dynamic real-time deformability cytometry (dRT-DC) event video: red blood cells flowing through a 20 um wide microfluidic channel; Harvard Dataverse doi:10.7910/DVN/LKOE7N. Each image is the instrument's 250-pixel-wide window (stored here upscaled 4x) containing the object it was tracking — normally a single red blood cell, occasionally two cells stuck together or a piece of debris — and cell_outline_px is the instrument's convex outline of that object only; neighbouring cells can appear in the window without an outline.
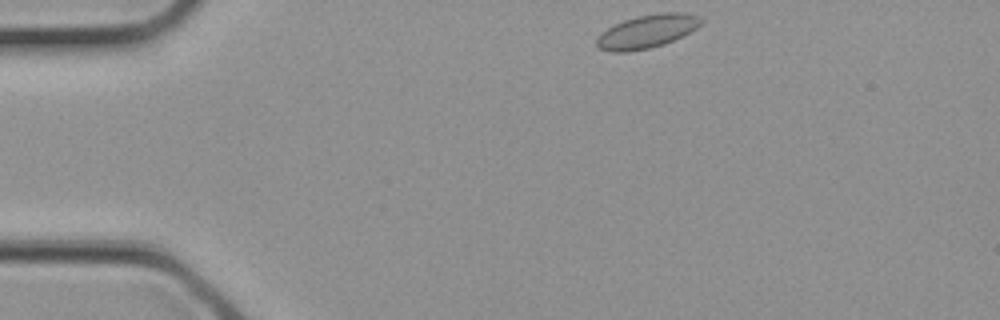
{"species": "common noctule bat (a hibernating species)", "species_latin": "Nyctalus noctula", "temperature_condition": "cold", "stored_images_in_passage": 2, "camera_frame_rate_fps": 3000, "um_per_image_px": 0.085, "animal": {"sex": "female", "body_mass_g": 21.9}, "frame": {"image": 1, "passage_image": 1, "time_ms": 0.0, "image_size_px": [1000, 320], "cell_outline_px": [[704, 20], [696, 28], [664, 44], [648, 48], [628, 52], [612, 52], [600, 48], [596, 44], [596, 36], [600, 32], [624, 20], [640, 16], [660, 12], [688, 12], [700, 16]], "centroid_in_image_um": [54.99, 2.66], "position_along_channel_um": 30.0, "area_um2": 20.17}}
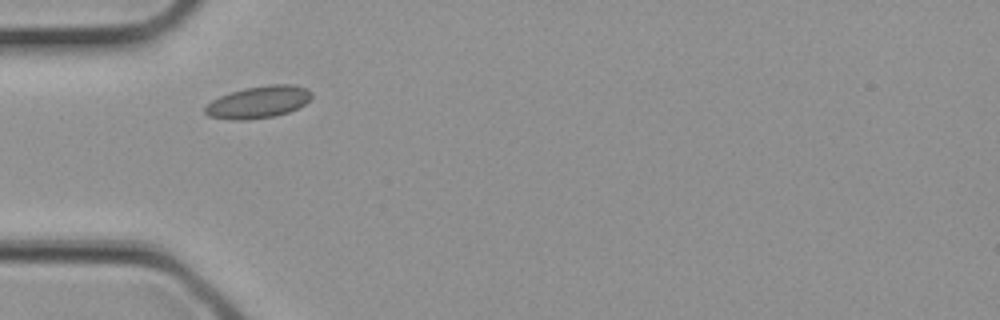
{"frame": {"image": 2, "passage_image": 2, "time_ms": 0.333, "image_size_px": [1000, 320], "cell_outline_px": [[312, 96], [300, 108], [276, 116], [248, 120], [232, 120], [208, 116], [204, 112], [204, 108], [212, 100], [220, 96], [244, 88], [268, 84], [292, 84], [304, 88], [312, 92]], "centroid_in_image_um": [21.96, 8.68], "position_along_channel_um": 63.0, "area_um2": 20.0}}